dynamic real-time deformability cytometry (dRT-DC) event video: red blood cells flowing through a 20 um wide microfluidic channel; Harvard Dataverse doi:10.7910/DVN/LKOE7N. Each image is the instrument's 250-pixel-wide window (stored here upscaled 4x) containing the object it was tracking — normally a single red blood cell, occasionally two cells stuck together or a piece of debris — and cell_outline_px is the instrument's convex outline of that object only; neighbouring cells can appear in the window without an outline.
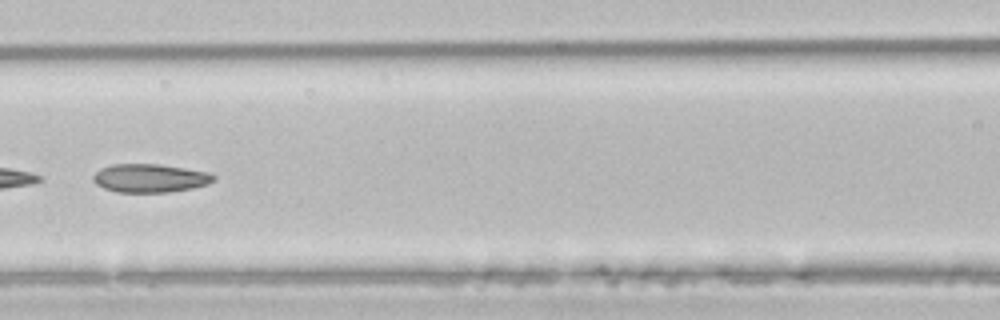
{"species": "common noctule bat (a hibernating species)", "species_latin": "Nyctalus noctula", "temperature_condition": "room temperature", "stored_images_in_passage": 21, "camera_frame_rate_fps": 3000, "um_per_image_px": 0.085, "animal": {"sex": "male", "body_mass_g": 21.5, "forearm_length_mm": 52.0}, "frame": {"image": 1, "passage_image": 15, "time_ms": 4.667, "image_size_px": [1000, 320], "cell_outline_px": [[216, 180], [208, 184], [192, 188], [168, 192], [116, 192], [104, 188], [96, 184], [92, 180], [92, 176], [100, 168], [112, 164], [156, 164], [184, 168], [208, 172], [216, 176]], "centroid_in_image_um": [12.73, 15.14], "position_along_channel_um": 153.9, "area_um2": 20.0}}
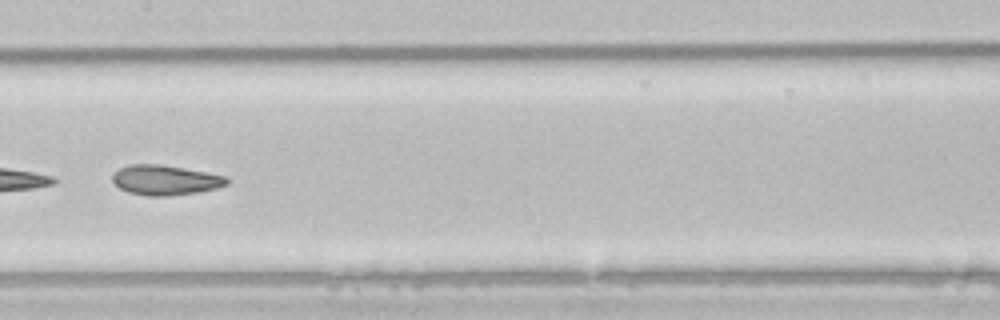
{"frame": {"image": 2, "passage_image": 18, "time_ms": 5.667, "image_size_px": [1000, 320], "cell_outline_px": [[228, 184], [216, 188], [200, 192], [168, 196], [148, 196], [128, 192], [120, 188], [112, 180], [112, 176], [120, 168], [128, 164], [160, 164], [184, 168], [228, 176]], "centroid_in_image_um": [14.07, 15.3], "position_along_channel_um": 193.3, "area_um2": 20.0}}